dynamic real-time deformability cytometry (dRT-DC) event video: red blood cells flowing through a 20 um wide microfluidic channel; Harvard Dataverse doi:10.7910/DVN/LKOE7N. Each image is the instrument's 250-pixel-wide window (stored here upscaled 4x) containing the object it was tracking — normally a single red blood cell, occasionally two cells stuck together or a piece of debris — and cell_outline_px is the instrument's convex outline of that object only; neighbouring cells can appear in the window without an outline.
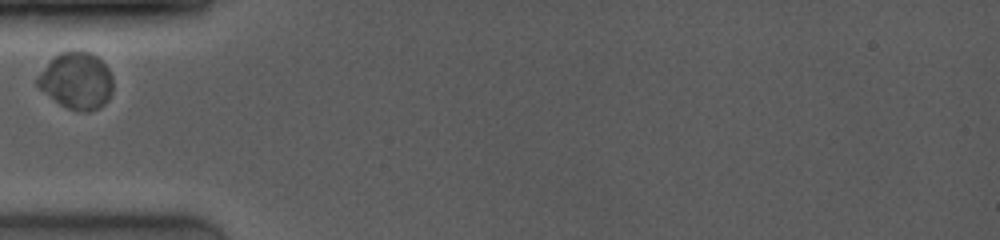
{"species": "common noctule bat (a hibernating species)", "species_latin": "Nyctalus noctula", "temperature_condition": "room temperature", "stored_images_in_passage": 8, "camera_frame_rate_fps": 4000, "um_per_image_px": 0.085, "animal": {"sex": "female", "body_mass_g": 19.0, "forearm_length_mm": 53.3}, "frame": {"image": 1, "passage_image": 1, "time_ms": 0.0, "image_size_px": [1000, 240], "cell_outline_px": [[112, 92], [108, 100], [100, 108], [88, 112], [84, 112], [68, 108], [60, 104], [40, 88], [36, 84], [36, 80], [44, 68], [60, 52], [72, 48], [88, 52], [96, 56], [108, 68], [112, 76]], "centroid_in_image_um": [6.54, 6.85], "position_along_channel_um": 78.5, "area_um2": 24.85}}
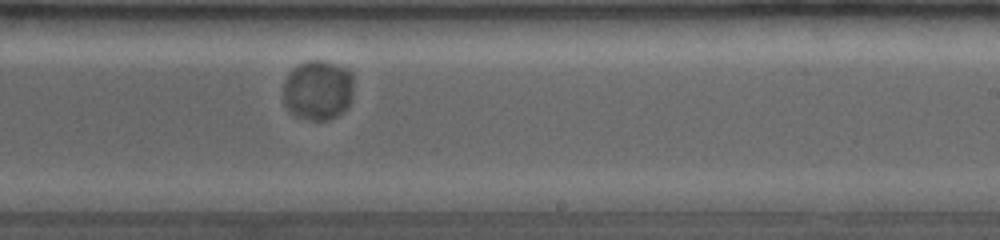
{"frame": {"image": 2, "passage_image": 8, "time_ms": 4.75, "image_size_px": [1000, 240], "cell_outline_px": [[352, 96], [348, 108], [336, 116], [328, 120], [308, 120], [296, 116], [284, 104], [284, 80], [288, 72], [292, 68], [308, 60], [324, 60], [348, 68], [352, 72]], "centroid_in_image_um": [27.03, 7.64], "position_along_channel_um": 262.0, "area_um2": 24.91}}